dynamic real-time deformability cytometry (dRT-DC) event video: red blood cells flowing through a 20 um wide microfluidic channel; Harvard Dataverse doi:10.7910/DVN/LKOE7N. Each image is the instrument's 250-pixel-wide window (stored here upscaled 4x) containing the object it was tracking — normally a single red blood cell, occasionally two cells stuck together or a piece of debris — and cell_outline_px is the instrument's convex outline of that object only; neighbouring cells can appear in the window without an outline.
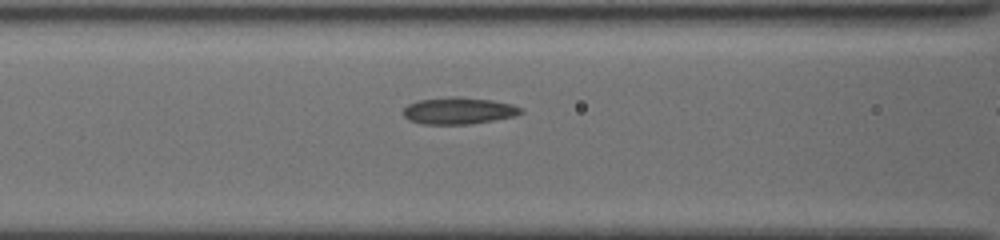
{"species": "common noctule bat (a hibernating species)", "species_latin": "Nyctalus noctula", "temperature_condition": "cold", "stored_images_in_passage": 5, "camera_frame_rate_fps": 3000, "um_per_image_px": 0.085, "animal": {"sex": "female", "body_mass_g": 19.5, "forearm_length_mm": 54.1}, "frame": {"image": 1, "passage_image": 4, "time_ms": 1.333, "image_size_px": [1000, 240], "cell_outline_px": [[524, 112], [516, 116], [468, 124], [424, 124], [408, 120], [400, 112], [408, 104], [420, 100], [452, 96], [460, 96], [492, 100], [512, 104], [520, 108]], "centroid_in_image_um": [38.96, 9.4], "position_along_channel_um": 127.6, "area_um2": 18.44}}